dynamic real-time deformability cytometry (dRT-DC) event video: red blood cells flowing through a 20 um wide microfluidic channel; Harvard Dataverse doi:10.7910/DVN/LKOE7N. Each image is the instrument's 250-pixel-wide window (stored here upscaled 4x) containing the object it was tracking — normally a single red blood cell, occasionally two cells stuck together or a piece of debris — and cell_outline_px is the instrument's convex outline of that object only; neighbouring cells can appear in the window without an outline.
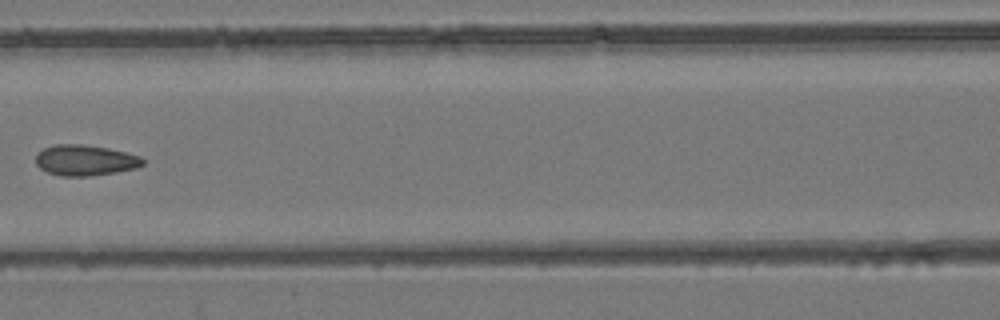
{"species": "common noctule bat (a hibernating species)", "species_latin": "Nyctalus noctula", "temperature_condition": "room temperature", "stored_images_in_passage": 9, "camera_frame_rate_fps": 3000, "um_per_image_px": 0.085, "animal": {"sex": "female", "body_mass_g": 24.6, "forearm_length_mm": 56.2}, "frame": {"image": 1, "passage_image": 8, "time_ms": 8.0, "image_size_px": [1000, 320], "cell_outline_px": [[144, 164], [136, 168], [116, 172], [92, 176], [60, 176], [48, 172], [40, 168], [36, 164], [36, 156], [44, 148], [56, 144], [84, 144], [108, 148], [140, 156], [144, 160]], "centroid_in_image_um": [7.24, 13.62], "position_along_channel_um": 159.4, "area_um2": 19.13}}
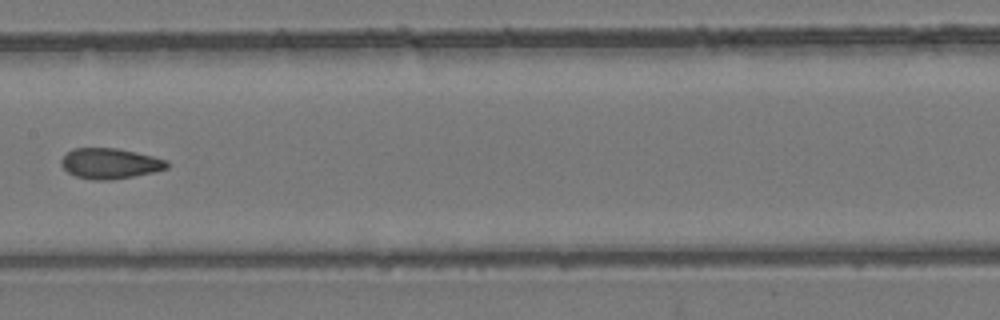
{"frame": {"image": 2, "passage_image": 9, "time_ms": 9.0, "image_size_px": [1000, 320], "cell_outline_px": [[168, 168], [156, 172], [112, 180], [92, 180], [76, 176], [68, 172], [60, 164], [60, 160], [72, 148], [116, 148], [136, 152], [168, 160]], "centroid_in_image_um": [9.36, 13.9], "position_along_channel_um": 198.0, "area_um2": 18.9}}